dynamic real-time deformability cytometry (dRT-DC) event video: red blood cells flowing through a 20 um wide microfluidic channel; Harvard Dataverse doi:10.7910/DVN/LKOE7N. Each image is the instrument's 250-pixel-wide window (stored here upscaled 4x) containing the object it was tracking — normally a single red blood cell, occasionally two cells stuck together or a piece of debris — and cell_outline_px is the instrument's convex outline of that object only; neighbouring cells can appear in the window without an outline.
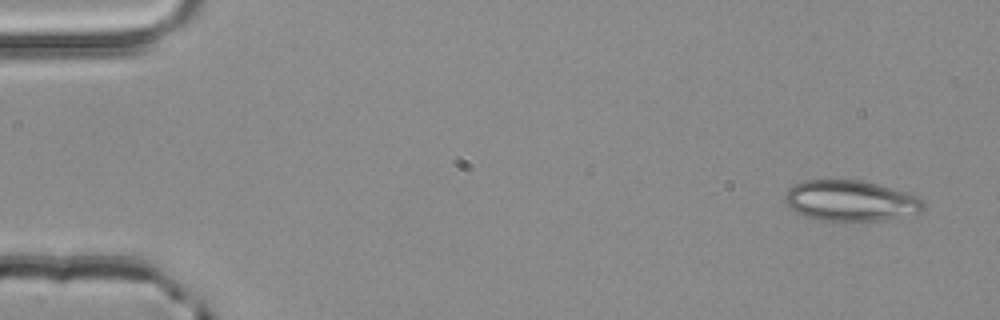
{"species": "common noctule bat (a hibernating species)", "species_latin": "Nyctalus noctula", "temperature_condition": "room temperature", "stored_images_in_passage": 3, "camera_frame_rate_fps": 3000, "um_per_image_px": 0.085, "animal": {"sex": "male", "body_mass_g": 20.4}, "frame": {"image": 1, "passage_image": 1, "time_ms": 0.0, "image_size_px": [1000, 320], "cell_outline_px": [[924, 208], [920, 212], [884, 220], [816, 220], [804, 216], [788, 208], [784, 200], [784, 192], [792, 184], [804, 180], [860, 180], [908, 192], [920, 196], [924, 200]], "centroid_in_image_um": [72.26, 17.05], "position_along_channel_um": 12.7, "area_um2": 33.12}}